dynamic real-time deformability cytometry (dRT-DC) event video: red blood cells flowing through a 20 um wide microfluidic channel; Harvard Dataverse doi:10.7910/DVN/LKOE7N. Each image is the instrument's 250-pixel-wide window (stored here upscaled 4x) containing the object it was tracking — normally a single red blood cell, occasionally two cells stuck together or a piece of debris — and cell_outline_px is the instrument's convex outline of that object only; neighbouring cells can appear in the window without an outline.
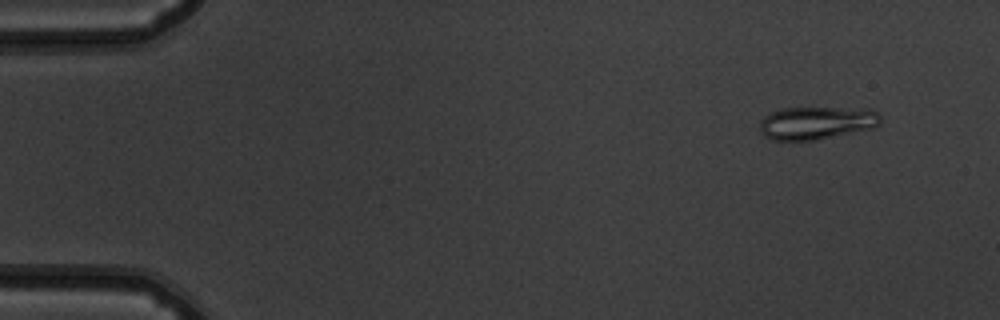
{"species": "common noctule bat (a hibernating species)", "species_latin": "Nyctalus noctula", "temperature_condition": "warm", "stored_images_in_passage": 51, "camera_frame_rate_fps": 3000, "um_per_image_px": 0.085, "animal": {"sex": "male", "body_mass_g": 19.5, "forearm_length_mm": 54.6}, "frame": {"image": 1, "passage_image": 5, "time_ms": 1.333, "image_size_px": [1000, 320], "cell_outline_px": [[880, 124], [876, 128], [816, 140], [772, 140], [764, 136], [760, 132], [760, 120], [764, 116], [780, 108], [868, 108], [876, 112], [880, 116]], "centroid_in_image_um": [69.42, 10.45], "position_along_channel_um": 15.6, "area_um2": 23.41}}
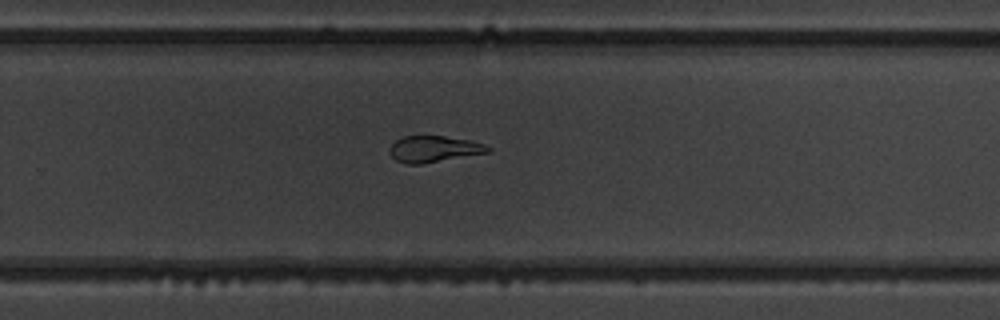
{"frame": {"image": 2, "passage_image": 35, "time_ms": 11.333, "image_size_px": [1000, 320], "cell_outline_px": [[492, 148], [488, 152], [420, 164], [404, 164], [396, 160], [392, 156], [388, 148], [396, 140], [404, 136], [424, 132], [468, 140], [484, 144]], "centroid_in_image_um": [36.81, 12.61], "position_along_channel_um": 293.0, "area_um2": 15.49}}
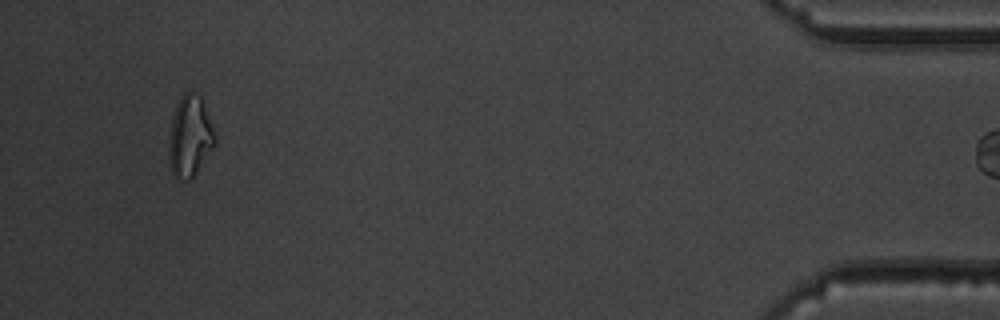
{"frame": {"image": 3, "passage_image": 50, "time_ms": 16.333, "image_size_px": [1000, 320], "cell_outline_px": [[216, 144], [192, 176], [188, 180], [176, 180], [172, 172], [168, 152], [172, 120], [176, 104], [180, 96], [184, 92], [196, 92], [200, 96], [204, 104], [216, 136]], "centroid_in_image_um": [16.14, 11.57], "position_along_channel_um": 419.1, "area_um2": 21.5}}